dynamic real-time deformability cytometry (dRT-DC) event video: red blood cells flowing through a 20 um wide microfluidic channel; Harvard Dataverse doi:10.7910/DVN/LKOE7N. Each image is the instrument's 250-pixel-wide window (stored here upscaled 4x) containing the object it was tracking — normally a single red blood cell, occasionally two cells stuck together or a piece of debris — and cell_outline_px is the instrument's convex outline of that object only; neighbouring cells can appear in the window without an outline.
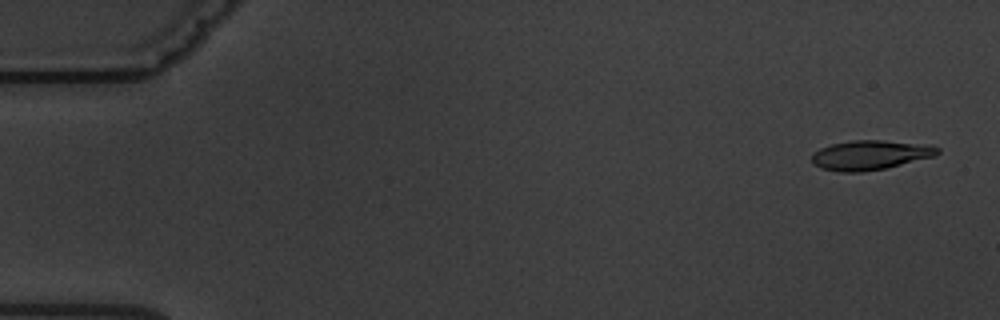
{"species": "common noctule bat (a hibernating species)", "species_latin": "Nyctalus noctula", "temperature_condition": "warm", "stored_images_in_passage": 5, "camera_frame_rate_fps": 3000, "um_per_image_px": 0.085, "animal": {"sex": "male", "body_mass_g": 19.5, "forearm_length_mm": 54.6}, "frame": {"image": 1, "passage_image": 1, "time_ms": 0.0, "image_size_px": [1000, 320], "cell_outline_px": [[940, 152], [936, 156], [884, 168], [860, 172], [840, 172], [820, 168], [812, 164], [812, 156], [820, 148], [832, 144], [852, 140], [884, 140], [932, 144], [940, 148]], "centroid_in_image_um": [74.02, 13.17], "position_along_channel_um": 11.0, "area_um2": 21.79}}
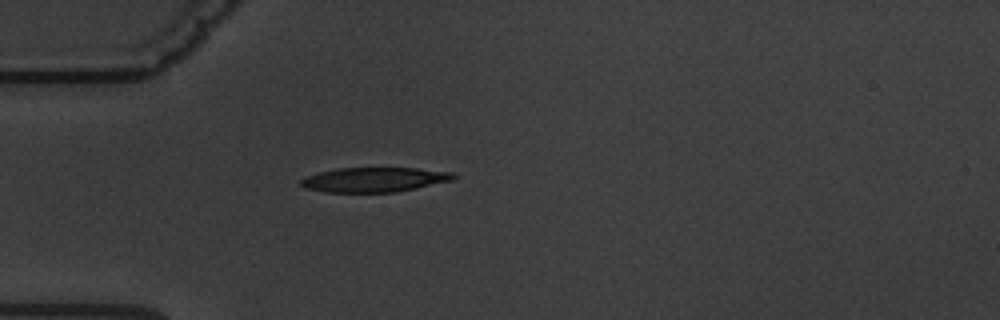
{"frame": {"image": 2, "passage_image": 5, "time_ms": 4.667, "image_size_px": [1000, 320], "cell_outline_px": [[456, 180], [396, 192], [324, 192], [304, 188], [300, 184], [300, 180], [304, 176], [336, 168], [416, 168], [452, 172], [456, 176]], "centroid_in_image_um": [31.81, 15.27], "position_along_channel_um": 53.2, "area_um2": 22.08}}